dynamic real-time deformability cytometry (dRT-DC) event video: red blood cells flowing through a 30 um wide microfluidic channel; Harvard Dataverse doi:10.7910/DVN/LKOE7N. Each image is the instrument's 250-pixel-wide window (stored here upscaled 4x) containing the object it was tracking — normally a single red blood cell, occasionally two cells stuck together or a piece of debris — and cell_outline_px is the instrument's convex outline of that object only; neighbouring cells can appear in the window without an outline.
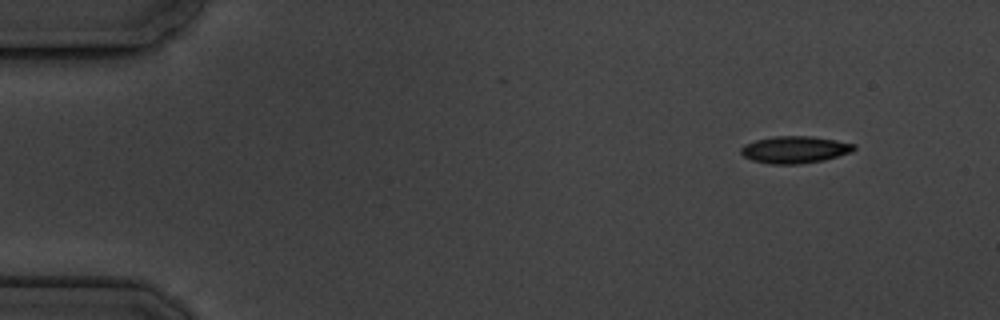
{"species": "common noctule bat (a hibernating species)", "species_latin": "Nyctalus noctula", "temperature_condition": "cold", "stored_images_in_passage": 3, "camera_frame_rate_fps": 3000, "um_per_image_px": 0.085, "animal": {"sex": "male", "body_mass_g": 19.5, "forearm_length_mm": 54.6}, "frame": {"image": 1, "passage_image": 1, "time_ms": 0.0, "image_size_px": [1000, 320], "cell_outline_px": [[856, 148], [852, 152], [824, 160], [796, 164], [768, 164], [752, 160], [744, 156], [740, 152], [740, 148], [744, 144], [756, 140], [772, 136], [812, 136], [836, 140], [856, 144]], "centroid_in_image_um": [67.56, 12.71], "position_along_channel_um": 17.4, "area_um2": 17.92}}